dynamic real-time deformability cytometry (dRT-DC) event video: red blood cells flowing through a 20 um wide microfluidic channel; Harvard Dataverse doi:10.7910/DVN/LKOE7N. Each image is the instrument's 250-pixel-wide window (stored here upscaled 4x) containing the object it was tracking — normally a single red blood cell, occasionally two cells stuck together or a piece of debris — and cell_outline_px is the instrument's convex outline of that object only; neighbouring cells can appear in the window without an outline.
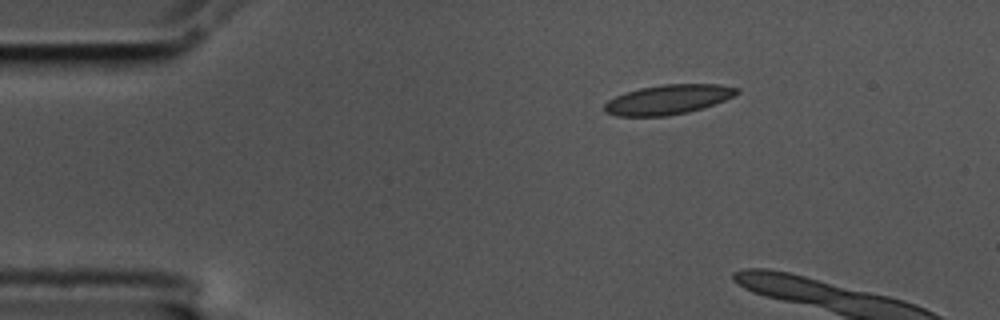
{"species": "common noctule bat (a hibernating species)", "species_latin": "Nyctalus noctula", "temperature_condition": "cold", "stored_images_in_passage": 3, "camera_frame_rate_fps": 3000, "um_per_image_px": 0.085, "animal": {"sex": "male", "body_mass_g": 17.5, "forearm_length_mm": 52.3}, "frame": {"image": 1, "passage_image": 1, "time_ms": 0.0, "image_size_px": [1000, 320], "cell_outline_px": [[740, 92], [724, 100], [688, 112], [668, 116], [616, 116], [604, 112], [604, 104], [608, 100], [624, 92], [640, 88], [664, 84], [720, 84], [740, 88]], "centroid_in_image_um": [56.76, 8.46], "position_along_channel_um": 28.2, "area_um2": 22.83}}